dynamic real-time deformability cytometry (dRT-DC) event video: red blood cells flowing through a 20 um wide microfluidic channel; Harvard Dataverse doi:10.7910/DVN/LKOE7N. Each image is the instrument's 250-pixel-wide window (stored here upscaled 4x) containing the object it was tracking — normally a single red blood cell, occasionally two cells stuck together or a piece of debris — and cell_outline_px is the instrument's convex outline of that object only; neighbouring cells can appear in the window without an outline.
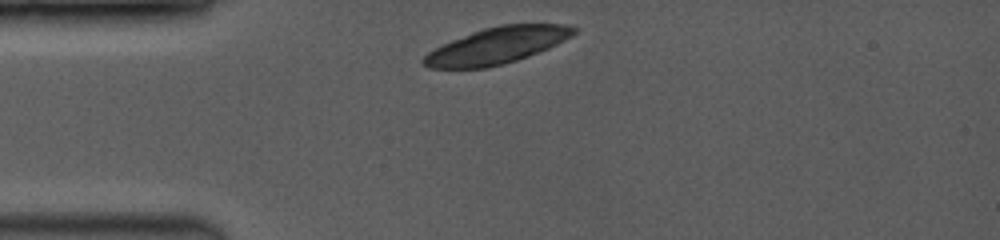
{"species": "common noctule bat (a hibernating species)", "species_latin": "Nyctalus noctula", "temperature_condition": "room temperature", "stored_images_in_passage": 2, "camera_frame_rate_fps": 3500, "um_per_image_px": 0.085, "animal": {"sex": "female", "body_mass_g": 19.0, "forearm_length_mm": 53.3}, "frame": {"image": 1, "passage_image": 1, "time_ms": 0.0, "image_size_px": [1000, 240], "cell_outline_px": [[576, 32], [556, 44], [548, 48], [516, 60], [504, 64], [484, 68], [432, 68], [424, 64], [420, 60], [428, 52], [452, 40], [472, 32], [484, 28], [500, 24], [564, 24], [576, 28]], "centroid_in_image_um": [42.22, 3.87], "position_along_channel_um": 42.8, "area_um2": 31.33}}